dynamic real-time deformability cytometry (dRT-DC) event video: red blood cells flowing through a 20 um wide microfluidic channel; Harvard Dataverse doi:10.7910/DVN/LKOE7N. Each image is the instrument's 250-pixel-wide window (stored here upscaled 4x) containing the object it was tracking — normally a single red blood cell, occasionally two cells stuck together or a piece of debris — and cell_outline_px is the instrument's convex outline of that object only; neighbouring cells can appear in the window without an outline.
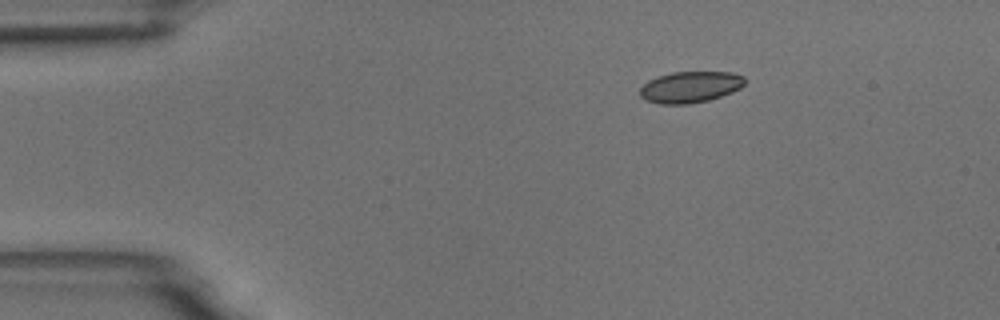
{"species": "common noctule bat (a hibernating species)", "species_latin": "Nyctalus noctula", "temperature_condition": "room temperature", "stored_images_in_passage": 3, "camera_frame_rate_fps": 3000, "um_per_image_px": 0.085, "animal": {"sex": "male", "body_mass_g": 18.8}, "frame": {"image": 1, "passage_image": 1, "time_ms": 0.0, "image_size_px": [1000, 320], "cell_outline_px": [[744, 84], [740, 88], [732, 92], [708, 100], [688, 104], [660, 104], [644, 100], [640, 96], [640, 88], [648, 80], [672, 72], [732, 72], [744, 76]], "centroid_in_image_um": [58.65, 7.4], "position_along_channel_um": 26.3, "area_um2": 19.07}}